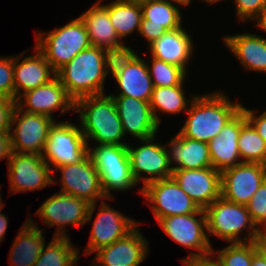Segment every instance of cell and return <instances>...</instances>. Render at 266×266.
<instances>
[{
	"instance_id": "6da1fadb",
	"label": "cell",
	"mask_w": 266,
	"mask_h": 266,
	"mask_svg": "<svg viewBox=\"0 0 266 266\" xmlns=\"http://www.w3.org/2000/svg\"><path fill=\"white\" fill-rule=\"evenodd\" d=\"M187 110L188 118L179 131L186 138L208 143L242 109V105L232 103L226 95L214 92L193 96Z\"/></svg>"
},
{
	"instance_id": "7a4b0ae2",
	"label": "cell",
	"mask_w": 266,
	"mask_h": 266,
	"mask_svg": "<svg viewBox=\"0 0 266 266\" xmlns=\"http://www.w3.org/2000/svg\"><path fill=\"white\" fill-rule=\"evenodd\" d=\"M75 112L80 113L81 131L88 143L94 139L98 145H127L122 123L113 97L105 94L86 96L75 101Z\"/></svg>"
},
{
	"instance_id": "3957f363",
	"label": "cell",
	"mask_w": 266,
	"mask_h": 266,
	"mask_svg": "<svg viewBox=\"0 0 266 266\" xmlns=\"http://www.w3.org/2000/svg\"><path fill=\"white\" fill-rule=\"evenodd\" d=\"M105 49L90 46L79 52L56 72L68 95L74 100L103 94L106 73Z\"/></svg>"
},
{
	"instance_id": "277c9868",
	"label": "cell",
	"mask_w": 266,
	"mask_h": 266,
	"mask_svg": "<svg viewBox=\"0 0 266 266\" xmlns=\"http://www.w3.org/2000/svg\"><path fill=\"white\" fill-rule=\"evenodd\" d=\"M206 215L207 233L232 243H247L257 241L258 229L252 220L246 205L225 200L222 196L204 209ZM248 236L240 239L239 234L245 228Z\"/></svg>"
},
{
	"instance_id": "5b68a950",
	"label": "cell",
	"mask_w": 266,
	"mask_h": 266,
	"mask_svg": "<svg viewBox=\"0 0 266 266\" xmlns=\"http://www.w3.org/2000/svg\"><path fill=\"white\" fill-rule=\"evenodd\" d=\"M40 33L36 36L35 48L56 72L79 52L91 46L86 26L80 17L51 32Z\"/></svg>"
},
{
	"instance_id": "8992f818",
	"label": "cell",
	"mask_w": 266,
	"mask_h": 266,
	"mask_svg": "<svg viewBox=\"0 0 266 266\" xmlns=\"http://www.w3.org/2000/svg\"><path fill=\"white\" fill-rule=\"evenodd\" d=\"M88 155L100 175L105 198H113L111 190L127 191L137 184L131 172L127 145H96L88 148Z\"/></svg>"
},
{
	"instance_id": "52a82bcc",
	"label": "cell",
	"mask_w": 266,
	"mask_h": 266,
	"mask_svg": "<svg viewBox=\"0 0 266 266\" xmlns=\"http://www.w3.org/2000/svg\"><path fill=\"white\" fill-rule=\"evenodd\" d=\"M88 144L81 128L68 121L54 123L42 151V158L54 169L79 163L88 155ZM45 154V155H44Z\"/></svg>"
},
{
	"instance_id": "ba28073f",
	"label": "cell",
	"mask_w": 266,
	"mask_h": 266,
	"mask_svg": "<svg viewBox=\"0 0 266 266\" xmlns=\"http://www.w3.org/2000/svg\"><path fill=\"white\" fill-rule=\"evenodd\" d=\"M95 209L96 203L89 204L79 197L59 192L47 199L36 214L50 227H59L54 237H68L65 226H84L92 219Z\"/></svg>"
},
{
	"instance_id": "9c48e42d",
	"label": "cell",
	"mask_w": 266,
	"mask_h": 266,
	"mask_svg": "<svg viewBox=\"0 0 266 266\" xmlns=\"http://www.w3.org/2000/svg\"><path fill=\"white\" fill-rule=\"evenodd\" d=\"M51 117L23 112L17 105L12 114L10 128L11 151L27 154H42L49 131L54 124ZM16 128H12L15 127ZM13 133H11V131Z\"/></svg>"
},
{
	"instance_id": "30bf717a",
	"label": "cell",
	"mask_w": 266,
	"mask_h": 266,
	"mask_svg": "<svg viewBox=\"0 0 266 266\" xmlns=\"http://www.w3.org/2000/svg\"><path fill=\"white\" fill-rule=\"evenodd\" d=\"M196 215H201L197 219ZM164 232L175 242L189 249L198 250L199 253H190L185 260L206 255L213 251L208 235L206 233V215L204 209L195 213L164 217L158 220Z\"/></svg>"
},
{
	"instance_id": "8fae6325",
	"label": "cell",
	"mask_w": 266,
	"mask_h": 266,
	"mask_svg": "<svg viewBox=\"0 0 266 266\" xmlns=\"http://www.w3.org/2000/svg\"><path fill=\"white\" fill-rule=\"evenodd\" d=\"M139 193L149 201L157 221L164 217L195 213L200 209L173 177L148 183Z\"/></svg>"
},
{
	"instance_id": "7c38bea8",
	"label": "cell",
	"mask_w": 266,
	"mask_h": 266,
	"mask_svg": "<svg viewBox=\"0 0 266 266\" xmlns=\"http://www.w3.org/2000/svg\"><path fill=\"white\" fill-rule=\"evenodd\" d=\"M8 161L12 193L33 191L55 184L52 169L40 154L11 152Z\"/></svg>"
},
{
	"instance_id": "4fadbf2b",
	"label": "cell",
	"mask_w": 266,
	"mask_h": 266,
	"mask_svg": "<svg viewBox=\"0 0 266 266\" xmlns=\"http://www.w3.org/2000/svg\"><path fill=\"white\" fill-rule=\"evenodd\" d=\"M266 180V165L241 162L221 172V196L230 202L247 205Z\"/></svg>"
},
{
	"instance_id": "5bb4252c",
	"label": "cell",
	"mask_w": 266,
	"mask_h": 266,
	"mask_svg": "<svg viewBox=\"0 0 266 266\" xmlns=\"http://www.w3.org/2000/svg\"><path fill=\"white\" fill-rule=\"evenodd\" d=\"M155 136L140 140L145 145L132 148L127 144V151L131 165V172L136 181L144 182L145 187L148 183L172 177L173 167L170 165L167 148L159 143H153ZM171 166V167H170ZM143 174L148 177L141 178ZM141 179V180H140Z\"/></svg>"
},
{
	"instance_id": "9a60e30c",
	"label": "cell",
	"mask_w": 266,
	"mask_h": 266,
	"mask_svg": "<svg viewBox=\"0 0 266 266\" xmlns=\"http://www.w3.org/2000/svg\"><path fill=\"white\" fill-rule=\"evenodd\" d=\"M58 170L62 173L60 192L79 197L89 204H95L99 198H105L100 175L89 155L79 163L52 169L53 172Z\"/></svg>"
},
{
	"instance_id": "2e32d148",
	"label": "cell",
	"mask_w": 266,
	"mask_h": 266,
	"mask_svg": "<svg viewBox=\"0 0 266 266\" xmlns=\"http://www.w3.org/2000/svg\"><path fill=\"white\" fill-rule=\"evenodd\" d=\"M172 177L201 209L221 197V172L212 167L173 169Z\"/></svg>"
},
{
	"instance_id": "e0dca14e",
	"label": "cell",
	"mask_w": 266,
	"mask_h": 266,
	"mask_svg": "<svg viewBox=\"0 0 266 266\" xmlns=\"http://www.w3.org/2000/svg\"><path fill=\"white\" fill-rule=\"evenodd\" d=\"M92 224L91 236L84 253L88 255L126 237L139 225L137 221L115 211L106 202L101 203Z\"/></svg>"
},
{
	"instance_id": "ac0fdd59",
	"label": "cell",
	"mask_w": 266,
	"mask_h": 266,
	"mask_svg": "<svg viewBox=\"0 0 266 266\" xmlns=\"http://www.w3.org/2000/svg\"><path fill=\"white\" fill-rule=\"evenodd\" d=\"M16 105L23 111L26 106L25 112L52 118V112L57 109H61L62 114L74 110L75 101L68 95L66 88L56 76L48 83L22 94L16 100Z\"/></svg>"
},
{
	"instance_id": "d6986e66",
	"label": "cell",
	"mask_w": 266,
	"mask_h": 266,
	"mask_svg": "<svg viewBox=\"0 0 266 266\" xmlns=\"http://www.w3.org/2000/svg\"><path fill=\"white\" fill-rule=\"evenodd\" d=\"M119 118L122 123L123 133H130L138 140L149 139L159 129L150 102L128 96H112Z\"/></svg>"
},
{
	"instance_id": "ffe728a7",
	"label": "cell",
	"mask_w": 266,
	"mask_h": 266,
	"mask_svg": "<svg viewBox=\"0 0 266 266\" xmlns=\"http://www.w3.org/2000/svg\"><path fill=\"white\" fill-rule=\"evenodd\" d=\"M143 18L139 34L151 45L167 31L181 28L182 14L173 0H148L141 2Z\"/></svg>"
},
{
	"instance_id": "44dd1931",
	"label": "cell",
	"mask_w": 266,
	"mask_h": 266,
	"mask_svg": "<svg viewBox=\"0 0 266 266\" xmlns=\"http://www.w3.org/2000/svg\"><path fill=\"white\" fill-rule=\"evenodd\" d=\"M148 251V242L137 226L126 237L97 250V263L94 262L93 266H138Z\"/></svg>"
},
{
	"instance_id": "7402d4cb",
	"label": "cell",
	"mask_w": 266,
	"mask_h": 266,
	"mask_svg": "<svg viewBox=\"0 0 266 266\" xmlns=\"http://www.w3.org/2000/svg\"><path fill=\"white\" fill-rule=\"evenodd\" d=\"M246 122L245 113L240 110L221 132L208 142L212 168L222 172L242 162L237 141L240 129Z\"/></svg>"
},
{
	"instance_id": "603a6c76",
	"label": "cell",
	"mask_w": 266,
	"mask_h": 266,
	"mask_svg": "<svg viewBox=\"0 0 266 266\" xmlns=\"http://www.w3.org/2000/svg\"><path fill=\"white\" fill-rule=\"evenodd\" d=\"M35 52L36 54L23 58L21 63H19L21 55L13 57L15 101L22 94L46 84L56 77V71L45 59V56L37 48ZM20 89L23 90V93Z\"/></svg>"
},
{
	"instance_id": "cb8c5ba5",
	"label": "cell",
	"mask_w": 266,
	"mask_h": 266,
	"mask_svg": "<svg viewBox=\"0 0 266 266\" xmlns=\"http://www.w3.org/2000/svg\"><path fill=\"white\" fill-rule=\"evenodd\" d=\"M167 148L170 165L173 169H201L212 167L208 143L186 138L179 132L169 141Z\"/></svg>"
},
{
	"instance_id": "d4e9b609",
	"label": "cell",
	"mask_w": 266,
	"mask_h": 266,
	"mask_svg": "<svg viewBox=\"0 0 266 266\" xmlns=\"http://www.w3.org/2000/svg\"><path fill=\"white\" fill-rule=\"evenodd\" d=\"M184 28L167 31L150 45L152 57L183 68L192 55L193 43Z\"/></svg>"
},
{
	"instance_id": "484cf974",
	"label": "cell",
	"mask_w": 266,
	"mask_h": 266,
	"mask_svg": "<svg viewBox=\"0 0 266 266\" xmlns=\"http://www.w3.org/2000/svg\"><path fill=\"white\" fill-rule=\"evenodd\" d=\"M226 47L245 69L266 72V39L250 33L226 36Z\"/></svg>"
},
{
	"instance_id": "4316f807",
	"label": "cell",
	"mask_w": 266,
	"mask_h": 266,
	"mask_svg": "<svg viewBox=\"0 0 266 266\" xmlns=\"http://www.w3.org/2000/svg\"><path fill=\"white\" fill-rule=\"evenodd\" d=\"M100 4L99 0L79 16L86 26L91 45L107 49L124 44L111 24L108 5Z\"/></svg>"
},
{
	"instance_id": "83f0119b",
	"label": "cell",
	"mask_w": 266,
	"mask_h": 266,
	"mask_svg": "<svg viewBox=\"0 0 266 266\" xmlns=\"http://www.w3.org/2000/svg\"><path fill=\"white\" fill-rule=\"evenodd\" d=\"M139 56L127 65L120 74L115 76L120 92L118 95L128 96L139 100L150 102L153 92V84L150 78L147 62Z\"/></svg>"
},
{
	"instance_id": "f1b7e54d",
	"label": "cell",
	"mask_w": 266,
	"mask_h": 266,
	"mask_svg": "<svg viewBox=\"0 0 266 266\" xmlns=\"http://www.w3.org/2000/svg\"><path fill=\"white\" fill-rule=\"evenodd\" d=\"M29 217L19 231L11 247L10 260L13 266H34L45 245L42 230Z\"/></svg>"
},
{
	"instance_id": "f546056e",
	"label": "cell",
	"mask_w": 266,
	"mask_h": 266,
	"mask_svg": "<svg viewBox=\"0 0 266 266\" xmlns=\"http://www.w3.org/2000/svg\"><path fill=\"white\" fill-rule=\"evenodd\" d=\"M108 13L112 26L122 40L135 29L139 32L143 18L140 3L129 0H114L108 4Z\"/></svg>"
},
{
	"instance_id": "4dcf8cb0",
	"label": "cell",
	"mask_w": 266,
	"mask_h": 266,
	"mask_svg": "<svg viewBox=\"0 0 266 266\" xmlns=\"http://www.w3.org/2000/svg\"><path fill=\"white\" fill-rule=\"evenodd\" d=\"M79 253L68 237L53 236V240L43 246L34 266H75Z\"/></svg>"
},
{
	"instance_id": "1f68e13d",
	"label": "cell",
	"mask_w": 266,
	"mask_h": 266,
	"mask_svg": "<svg viewBox=\"0 0 266 266\" xmlns=\"http://www.w3.org/2000/svg\"><path fill=\"white\" fill-rule=\"evenodd\" d=\"M182 85L168 86V87H154L152 97L150 100V107L152 109L154 118L159 124L161 121L156 112L178 114L179 112L187 111V104L190 103L186 100L185 93ZM189 102V103H188Z\"/></svg>"
},
{
	"instance_id": "d6a6232c",
	"label": "cell",
	"mask_w": 266,
	"mask_h": 266,
	"mask_svg": "<svg viewBox=\"0 0 266 266\" xmlns=\"http://www.w3.org/2000/svg\"><path fill=\"white\" fill-rule=\"evenodd\" d=\"M237 142L242 162L266 165V142L248 121L241 127Z\"/></svg>"
},
{
	"instance_id": "836d02e7",
	"label": "cell",
	"mask_w": 266,
	"mask_h": 266,
	"mask_svg": "<svg viewBox=\"0 0 266 266\" xmlns=\"http://www.w3.org/2000/svg\"><path fill=\"white\" fill-rule=\"evenodd\" d=\"M151 62L152 66L147 64V68L153 87L182 85L184 79H186L187 72L177 65L158 60L154 57H152Z\"/></svg>"
},
{
	"instance_id": "e575fe53",
	"label": "cell",
	"mask_w": 266,
	"mask_h": 266,
	"mask_svg": "<svg viewBox=\"0 0 266 266\" xmlns=\"http://www.w3.org/2000/svg\"><path fill=\"white\" fill-rule=\"evenodd\" d=\"M259 250L257 241L232 243L218 251L223 266H251L253 255Z\"/></svg>"
},
{
	"instance_id": "d590c367",
	"label": "cell",
	"mask_w": 266,
	"mask_h": 266,
	"mask_svg": "<svg viewBox=\"0 0 266 266\" xmlns=\"http://www.w3.org/2000/svg\"><path fill=\"white\" fill-rule=\"evenodd\" d=\"M137 57V54L125 44L105 49L104 65L106 76L109 72L112 73L113 77L117 76Z\"/></svg>"
},
{
	"instance_id": "8d00e7d4",
	"label": "cell",
	"mask_w": 266,
	"mask_h": 266,
	"mask_svg": "<svg viewBox=\"0 0 266 266\" xmlns=\"http://www.w3.org/2000/svg\"><path fill=\"white\" fill-rule=\"evenodd\" d=\"M0 97L15 100L13 57H0Z\"/></svg>"
},
{
	"instance_id": "74e56055",
	"label": "cell",
	"mask_w": 266,
	"mask_h": 266,
	"mask_svg": "<svg viewBox=\"0 0 266 266\" xmlns=\"http://www.w3.org/2000/svg\"><path fill=\"white\" fill-rule=\"evenodd\" d=\"M246 206L252 220L258 225L266 216V180L253 194Z\"/></svg>"
},
{
	"instance_id": "f35d334b",
	"label": "cell",
	"mask_w": 266,
	"mask_h": 266,
	"mask_svg": "<svg viewBox=\"0 0 266 266\" xmlns=\"http://www.w3.org/2000/svg\"><path fill=\"white\" fill-rule=\"evenodd\" d=\"M236 13L240 20H255L265 9L266 0H235Z\"/></svg>"
},
{
	"instance_id": "ab89813d",
	"label": "cell",
	"mask_w": 266,
	"mask_h": 266,
	"mask_svg": "<svg viewBox=\"0 0 266 266\" xmlns=\"http://www.w3.org/2000/svg\"><path fill=\"white\" fill-rule=\"evenodd\" d=\"M15 107V100L0 97V132H10L12 114Z\"/></svg>"
},
{
	"instance_id": "60d3db41",
	"label": "cell",
	"mask_w": 266,
	"mask_h": 266,
	"mask_svg": "<svg viewBox=\"0 0 266 266\" xmlns=\"http://www.w3.org/2000/svg\"><path fill=\"white\" fill-rule=\"evenodd\" d=\"M241 110L245 113L247 121L254 127L257 133L266 142V111L256 117L254 110L247 109L243 106Z\"/></svg>"
},
{
	"instance_id": "b9f144b4",
	"label": "cell",
	"mask_w": 266,
	"mask_h": 266,
	"mask_svg": "<svg viewBox=\"0 0 266 266\" xmlns=\"http://www.w3.org/2000/svg\"><path fill=\"white\" fill-rule=\"evenodd\" d=\"M214 250L206 255H200L183 262L184 266H223L221 260L216 256V260L211 258L215 256Z\"/></svg>"
},
{
	"instance_id": "7bdbcfd3",
	"label": "cell",
	"mask_w": 266,
	"mask_h": 266,
	"mask_svg": "<svg viewBox=\"0 0 266 266\" xmlns=\"http://www.w3.org/2000/svg\"><path fill=\"white\" fill-rule=\"evenodd\" d=\"M11 152L9 132H0V160H4L5 157L8 160L10 158Z\"/></svg>"
},
{
	"instance_id": "ee69618b",
	"label": "cell",
	"mask_w": 266,
	"mask_h": 266,
	"mask_svg": "<svg viewBox=\"0 0 266 266\" xmlns=\"http://www.w3.org/2000/svg\"><path fill=\"white\" fill-rule=\"evenodd\" d=\"M251 266H266V254L260 249L253 255Z\"/></svg>"
},
{
	"instance_id": "f6af8a7d",
	"label": "cell",
	"mask_w": 266,
	"mask_h": 266,
	"mask_svg": "<svg viewBox=\"0 0 266 266\" xmlns=\"http://www.w3.org/2000/svg\"><path fill=\"white\" fill-rule=\"evenodd\" d=\"M257 244L262 252H266V230L258 232Z\"/></svg>"
},
{
	"instance_id": "bcb514c9",
	"label": "cell",
	"mask_w": 266,
	"mask_h": 266,
	"mask_svg": "<svg viewBox=\"0 0 266 266\" xmlns=\"http://www.w3.org/2000/svg\"><path fill=\"white\" fill-rule=\"evenodd\" d=\"M7 227H8V219L6 215L0 212V242L4 238V234L6 233Z\"/></svg>"
},
{
	"instance_id": "7dc6e473",
	"label": "cell",
	"mask_w": 266,
	"mask_h": 266,
	"mask_svg": "<svg viewBox=\"0 0 266 266\" xmlns=\"http://www.w3.org/2000/svg\"><path fill=\"white\" fill-rule=\"evenodd\" d=\"M255 20L257 26L266 32V9Z\"/></svg>"
},
{
	"instance_id": "c3c4849f",
	"label": "cell",
	"mask_w": 266,
	"mask_h": 266,
	"mask_svg": "<svg viewBox=\"0 0 266 266\" xmlns=\"http://www.w3.org/2000/svg\"><path fill=\"white\" fill-rule=\"evenodd\" d=\"M175 3L180 4L182 6H186V5H189L191 0H173Z\"/></svg>"
},
{
	"instance_id": "681fc988",
	"label": "cell",
	"mask_w": 266,
	"mask_h": 266,
	"mask_svg": "<svg viewBox=\"0 0 266 266\" xmlns=\"http://www.w3.org/2000/svg\"><path fill=\"white\" fill-rule=\"evenodd\" d=\"M264 225V226H263ZM258 226L260 227H258L257 229H258V232L259 231H261V230H266V216L264 217V219L258 224ZM261 226H262V228L263 229H261Z\"/></svg>"
},
{
	"instance_id": "f907efd6",
	"label": "cell",
	"mask_w": 266,
	"mask_h": 266,
	"mask_svg": "<svg viewBox=\"0 0 266 266\" xmlns=\"http://www.w3.org/2000/svg\"><path fill=\"white\" fill-rule=\"evenodd\" d=\"M206 3H215V2H218V1H220V0H204Z\"/></svg>"
},
{
	"instance_id": "816d5d0a",
	"label": "cell",
	"mask_w": 266,
	"mask_h": 266,
	"mask_svg": "<svg viewBox=\"0 0 266 266\" xmlns=\"http://www.w3.org/2000/svg\"><path fill=\"white\" fill-rule=\"evenodd\" d=\"M129 1H133V2H136V3H141V2H144V1H148V0H129Z\"/></svg>"
},
{
	"instance_id": "f5cc1de1",
	"label": "cell",
	"mask_w": 266,
	"mask_h": 266,
	"mask_svg": "<svg viewBox=\"0 0 266 266\" xmlns=\"http://www.w3.org/2000/svg\"><path fill=\"white\" fill-rule=\"evenodd\" d=\"M3 204H4V203H2V199H1V197H0V210H2Z\"/></svg>"
}]
</instances>
